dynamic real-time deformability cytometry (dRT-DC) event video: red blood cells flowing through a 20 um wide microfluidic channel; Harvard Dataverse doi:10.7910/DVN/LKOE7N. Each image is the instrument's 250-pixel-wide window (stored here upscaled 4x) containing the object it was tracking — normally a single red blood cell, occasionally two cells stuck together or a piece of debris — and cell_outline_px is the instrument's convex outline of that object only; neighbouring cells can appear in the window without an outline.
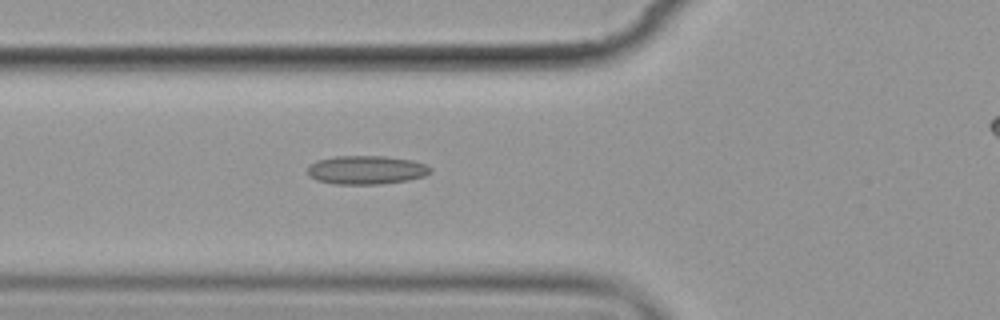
{"species": "common noctule bat (a hibernating species)", "species_latin": "Nyctalus noctula", "temperature_condition": "cold", "stored_images_in_passage": 5, "segment_of_instrument_passage": [1, 2], "camera_frame_rate_fps": 3000, "um_per_image_px": 0.085, "animal": {"sex": "female", "body_mass_g": 19.9}, "frame": {"image": 1, "passage_image": 4, "time_ms": 3.667, "image_size_px": [1000, 320], "cell_outline_px": [[432, 172], [424, 176], [408, 180], [380, 184], [332, 184], [316, 180], [308, 176], [308, 168], [316, 160], [336, 156], [384, 156], [412, 160], [424, 164], [432, 168]], "centroid_in_image_um": [31.13, 14.45], "position_along_channel_um": 94.7, "area_um2": 20.58}}